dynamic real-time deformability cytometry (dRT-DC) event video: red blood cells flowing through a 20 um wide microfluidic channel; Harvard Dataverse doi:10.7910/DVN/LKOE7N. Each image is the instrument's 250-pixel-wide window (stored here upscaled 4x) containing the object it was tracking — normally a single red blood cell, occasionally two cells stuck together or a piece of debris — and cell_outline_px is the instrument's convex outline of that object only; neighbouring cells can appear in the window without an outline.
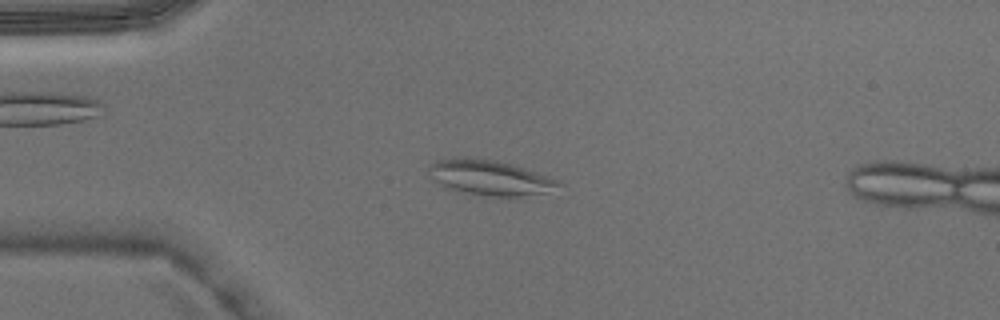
{"species": "Egyptian fruit bat (a non-hibernating species)", "species_latin": "Rousettus aegyptiacus", "temperature_condition": "warm", "stored_images_in_passage": 4, "camera_frame_rate_fps": 3000, "um_per_image_px": 0.085, "animal": {"sex": "male"}, "frame": {"image": 1, "passage_image": 3, "time_ms": 0.667, "image_size_px": [1000, 320], "cell_outline_px": [[564, 184], [544, 192], [500, 200], [452, 188], [440, 184], [428, 176], [428, 164], [436, 160], [452, 156], [464, 156], [492, 160], [512, 164], [548, 176]], "centroid_in_image_um": [41.58, 15.09], "position_along_channel_um": 43.4, "area_um2": 26.93}}